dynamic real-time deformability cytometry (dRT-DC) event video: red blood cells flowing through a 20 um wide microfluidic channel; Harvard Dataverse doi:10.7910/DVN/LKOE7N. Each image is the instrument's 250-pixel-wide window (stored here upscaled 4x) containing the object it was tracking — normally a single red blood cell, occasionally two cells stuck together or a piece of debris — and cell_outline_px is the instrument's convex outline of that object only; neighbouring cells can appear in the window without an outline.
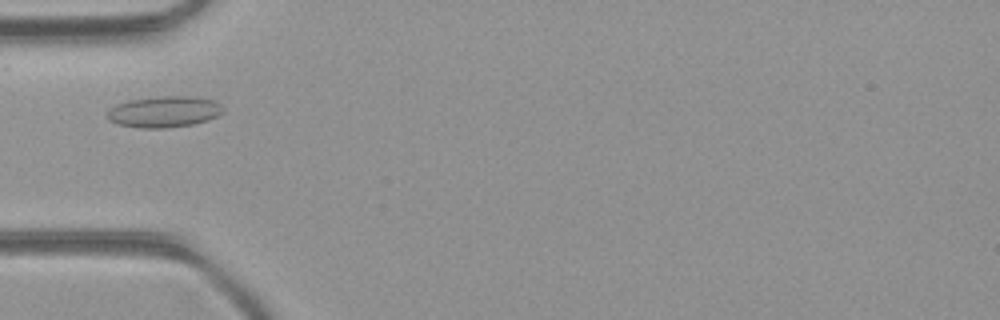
{"species": "common noctule bat (a hibernating species)", "species_latin": "Nyctalus noctula", "temperature_condition": "room temperature", "stored_images_in_passage": 35, "camera_frame_rate_fps": 3000, "um_per_image_px": 0.085, "animal": {"sex": "female", "body_mass_g": 21.9}, "frame": {"image": 1, "passage_image": 1, "time_ms": 0.0, "image_size_px": [1000, 320], "cell_outline_px": [[224, 108], [216, 116], [208, 120], [192, 124], [164, 128], [140, 128], [116, 124], [108, 120], [104, 116], [116, 104], [128, 100], [164, 96], [200, 96], [216, 100]], "centroid_in_image_um": [13.94, 9.49], "position_along_channel_um": 71.1, "area_um2": 21.21}}